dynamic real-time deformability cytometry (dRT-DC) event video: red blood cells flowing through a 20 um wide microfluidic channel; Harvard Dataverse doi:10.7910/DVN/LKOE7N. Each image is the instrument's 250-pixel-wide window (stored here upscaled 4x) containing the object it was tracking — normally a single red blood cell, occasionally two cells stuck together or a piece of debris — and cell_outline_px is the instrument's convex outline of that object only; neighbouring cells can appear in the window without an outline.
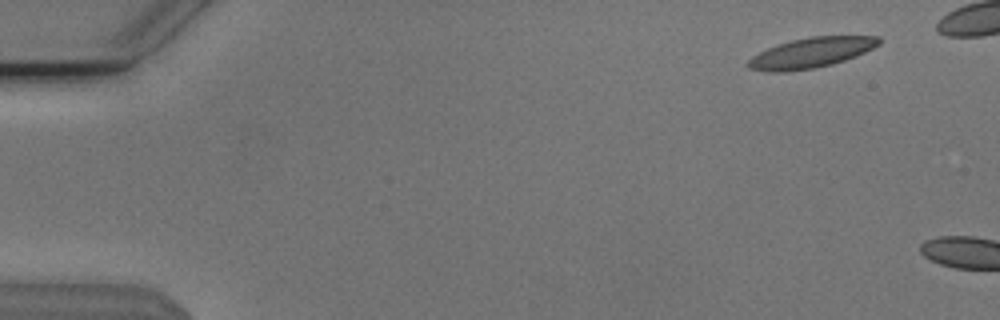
{"species": "Egyptian fruit bat (a non-hibernating species)", "species_latin": "Rousettus aegyptiacus", "temperature_condition": "cold", "stored_images_in_passage": 6, "camera_frame_rate_fps": 3000, "um_per_image_px": 0.085, "animal": {"sex": "male"}, "frame": {"image": 1, "passage_image": 6, "time_ms": 1.667, "image_size_px": [1000, 320], "cell_outline_px": [[880, 44], [856, 56], [832, 64], [812, 68], [784, 72], [768, 72], [748, 68], [744, 64], [752, 56], [768, 48], [792, 40], [808, 36], [880, 36]], "centroid_in_image_um": [68.92, 4.49], "position_along_channel_um": 16.1, "area_um2": 22.89}}